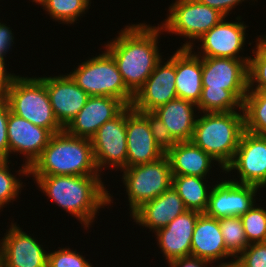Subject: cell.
I'll return each instance as SVG.
<instances>
[{
	"instance_id": "74e56055",
	"label": "cell",
	"mask_w": 266,
	"mask_h": 267,
	"mask_svg": "<svg viewBox=\"0 0 266 267\" xmlns=\"http://www.w3.org/2000/svg\"><path fill=\"white\" fill-rule=\"evenodd\" d=\"M201 4L207 5L213 9L218 10L225 17H228L229 12L239 3L244 0H198Z\"/></svg>"
},
{
	"instance_id": "f1b7e54d",
	"label": "cell",
	"mask_w": 266,
	"mask_h": 267,
	"mask_svg": "<svg viewBox=\"0 0 266 267\" xmlns=\"http://www.w3.org/2000/svg\"><path fill=\"white\" fill-rule=\"evenodd\" d=\"M220 230L224 238L226 250L235 258L238 257L248 246L243 223L239 216H231L219 219Z\"/></svg>"
},
{
	"instance_id": "9a60e30c",
	"label": "cell",
	"mask_w": 266,
	"mask_h": 267,
	"mask_svg": "<svg viewBox=\"0 0 266 267\" xmlns=\"http://www.w3.org/2000/svg\"><path fill=\"white\" fill-rule=\"evenodd\" d=\"M221 181L211 188L205 213L218 220L244 215L256 202L254 196H256L259 187L235 183L233 180Z\"/></svg>"
},
{
	"instance_id": "7c38bea8",
	"label": "cell",
	"mask_w": 266,
	"mask_h": 267,
	"mask_svg": "<svg viewBox=\"0 0 266 267\" xmlns=\"http://www.w3.org/2000/svg\"><path fill=\"white\" fill-rule=\"evenodd\" d=\"M7 135L9 154L19 152L27 159H25V164H22V168L18 171L19 176L21 174L28 176L29 168L40 157L53 134L48 129L36 126L9 111Z\"/></svg>"
},
{
	"instance_id": "4fadbf2b",
	"label": "cell",
	"mask_w": 266,
	"mask_h": 267,
	"mask_svg": "<svg viewBox=\"0 0 266 267\" xmlns=\"http://www.w3.org/2000/svg\"><path fill=\"white\" fill-rule=\"evenodd\" d=\"M156 65L144 85L135 93L132 108L138 112H152L161 105L177 98L176 52L162 65Z\"/></svg>"
},
{
	"instance_id": "4316f807",
	"label": "cell",
	"mask_w": 266,
	"mask_h": 267,
	"mask_svg": "<svg viewBox=\"0 0 266 267\" xmlns=\"http://www.w3.org/2000/svg\"><path fill=\"white\" fill-rule=\"evenodd\" d=\"M245 131L266 138V92L248 91L244 102Z\"/></svg>"
},
{
	"instance_id": "ffe728a7",
	"label": "cell",
	"mask_w": 266,
	"mask_h": 267,
	"mask_svg": "<svg viewBox=\"0 0 266 267\" xmlns=\"http://www.w3.org/2000/svg\"><path fill=\"white\" fill-rule=\"evenodd\" d=\"M199 214L198 211L187 210L155 232L157 243L167 262L191 256L192 235Z\"/></svg>"
},
{
	"instance_id": "ba28073f",
	"label": "cell",
	"mask_w": 266,
	"mask_h": 267,
	"mask_svg": "<svg viewBox=\"0 0 266 267\" xmlns=\"http://www.w3.org/2000/svg\"><path fill=\"white\" fill-rule=\"evenodd\" d=\"M122 171L130 215L145 202L155 199L172 186V172L166 155L155 162L135 165Z\"/></svg>"
},
{
	"instance_id": "ac0fdd59",
	"label": "cell",
	"mask_w": 266,
	"mask_h": 267,
	"mask_svg": "<svg viewBox=\"0 0 266 267\" xmlns=\"http://www.w3.org/2000/svg\"><path fill=\"white\" fill-rule=\"evenodd\" d=\"M39 78L47 88L56 119L65 128L83 108L90 96L69 74Z\"/></svg>"
},
{
	"instance_id": "8fae6325",
	"label": "cell",
	"mask_w": 266,
	"mask_h": 267,
	"mask_svg": "<svg viewBox=\"0 0 266 267\" xmlns=\"http://www.w3.org/2000/svg\"><path fill=\"white\" fill-rule=\"evenodd\" d=\"M91 142L99 173L106 165L120 170L127 168L126 108L113 120L105 122Z\"/></svg>"
},
{
	"instance_id": "3957f363",
	"label": "cell",
	"mask_w": 266,
	"mask_h": 267,
	"mask_svg": "<svg viewBox=\"0 0 266 267\" xmlns=\"http://www.w3.org/2000/svg\"><path fill=\"white\" fill-rule=\"evenodd\" d=\"M39 188L59 207L89 227L98 210L112 202L99 176H33Z\"/></svg>"
},
{
	"instance_id": "6da1fadb",
	"label": "cell",
	"mask_w": 266,
	"mask_h": 267,
	"mask_svg": "<svg viewBox=\"0 0 266 267\" xmlns=\"http://www.w3.org/2000/svg\"><path fill=\"white\" fill-rule=\"evenodd\" d=\"M159 26L145 23L127 25L105 46L115 60L126 87L134 95L162 59L157 44L159 33L164 29Z\"/></svg>"
},
{
	"instance_id": "1f68e13d",
	"label": "cell",
	"mask_w": 266,
	"mask_h": 267,
	"mask_svg": "<svg viewBox=\"0 0 266 267\" xmlns=\"http://www.w3.org/2000/svg\"><path fill=\"white\" fill-rule=\"evenodd\" d=\"M10 161L5 159L0 163V209L5 207V204L18 197L19 190L21 191L22 183L9 171Z\"/></svg>"
},
{
	"instance_id": "f35d334b",
	"label": "cell",
	"mask_w": 266,
	"mask_h": 267,
	"mask_svg": "<svg viewBox=\"0 0 266 267\" xmlns=\"http://www.w3.org/2000/svg\"><path fill=\"white\" fill-rule=\"evenodd\" d=\"M13 40L14 37L10 27L8 28L6 24L0 23V58L4 59L12 46V42L14 44Z\"/></svg>"
},
{
	"instance_id": "f546056e",
	"label": "cell",
	"mask_w": 266,
	"mask_h": 267,
	"mask_svg": "<svg viewBox=\"0 0 266 267\" xmlns=\"http://www.w3.org/2000/svg\"><path fill=\"white\" fill-rule=\"evenodd\" d=\"M255 51L254 49L252 51L254 58L249 57L248 91L266 92V36L257 38ZM254 83H257L255 88L253 87Z\"/></svg>"
},
{
	"instance_id": "8992f818",
	"label": "cell",
	"mask_w": 266,
	"mask_h": 267,
	"mask_svg": "<svg viewBox=\"0 0 266 267\" xmlns=\"http://www.w3.org/2000/svg\"><path fill=\"white\" fill-rule=\"evenodd\" d=\"M10 111L52 134L62 132L50 103L47 88L40 78L15 76L4 97Z\"/></svg>"
},
{
	"instance_id": "44dd1931",
	"label": "cell",
	"mask_w": 266,
	"mask_h": 267,
	"mask_svg": "<svg viewBox=\"0 0 266 267\" xmlns=\"http://www.w3.org/2000/svg\"><path fill=\"white\" fill-rule=\"evenodd\" d=\"M187 211L178 192L171 186L153 200L145 202L133 214L132 218L143 227L154 232L166 227L178 215Z\"/></svg>"
},
{
	"instance_id": "836d02e7",
	"label": "cell",
	"mask_w": 266,
	"mask_h": 267,
	"mask_svg": "<svg viewBox=\"0 0 266 267\" xmlns=\"http://www.w3.org/2000/svg\"><path fill=\"white\" fill-rule=\"evenodd\" d=\"M233 267H266V242L249 244L237 257Z\"/></svg>"
},
{
	"instance_id": "8d00e7d4",
	"label": "cell",
	"mask_w": 266,
	"mask_h": 267,
	"mask_svg": "<svg viewBox=\"0 0 266 267\" xmlns=\"http://www.w3.org/2000/svg\"><path fill=\"white\" fill-rule=\"evenodd\" d=\"M169 267H207L208 264L210 265L211 262L202 260L196 257H183V258H176L168 262ZM216 267H233V261L223 262Z\"/></svg>"
},
{
	"instance_id": "7402d4cb",
	"label": "cell",
	"mask_w": 266,
	"mask_h": 267,
	"mask_svg": "<svg viewBox=\"0 0 266 267\" xmlns=\"http://www.w3.org/2000/svg\"><path fill=\"white\" fill-rule=\"evenodd\" d=\"M191 256L211 263L233 257L226 250L218 219L206 213L199 214L192 235Z\"/></svg>"
},
{
	"instance_id": "4dcf8cb0",
	"label": "cell",
	"mask_w": 266,
	"mask_h": 267,
	"mask_svg": "<svg viewBox=\"0 0 266 267\" xmlns=\"http://www.w3.org/2000/svg\"><path fill=\"white\" fill-rule=\"evenodd\" d=\"M255 205L240 216L249 244L266 242V210Z\"/></svg>"
},
{
	"instance_id": "cb8c5ba5",
	"label": "cell",
	"mask_w": 266,
	"mask_h": 267,
	"mask_svg": "<svg viewBox=\"0 0 266 267\" xmlns=\"http://www.w3.org/2000/svg\"><path fill=\"white\" fill-rule=\"evenodd\" d=\"M165 155L169 159L172 176L206 178L215 160L192 141L177 142Z\"/></svg>"
},
{
	"instance_id": "d590c367",
	"label": "cell",
	"mask_w": 266,
	"mask_h": 267,
	"mask_svg": "<svg viewBox=\"0 0 266 267\" xmlns=\"http://www.w3.org/2000/svg\"><path fill=\"white\" fill-rule=\"evenodd\" d=\"M9 105L6 99L0 98V155L4 159H9V144L7 135V122L9 116Z\"/></svg>"
},
{
	"instance_id": "e0dca14e",
	"label": "cell",
	"mask_w": 266,
	"mask_h": 267,
	"mask_svg": "<svg viewBox=\"0 0 266 267\" xmlns=\"http://www.w3.org/2000/svg\"><path fill=\"white\" fill-rule=\"evenodd\" d=\"M126 107L115 97L90 96L64 130L69 135L91 139L105 122L113 120Z\"/></svg>"
},
{
	"instance_id": "603a6c76",
	"label": "cell",
	"mask_w": 266,
	"mask_h": 267,
	"mask_svg": "<svg viewBox=\"0 0 266 267\" xmlns=\"http://www.w3.org/2000/svg\"><path fill=\"white\" fill-rule=\"evenodd\" d=\"M190 48L176 51V93L177 98L198 104L202 92V57L192 53Z\"/></svg>"
},
{
	"instance_id": "484cf974",
	"label": "cell",
	"mask_w": 266,
	"mask_h": 267,
	"mask_svg": "<svg viewBox=\"0 0 266 267\" xmlns=\"http://www.w3.org/2000/svg\"><path fill=\"white\" fill-rule=\"evenodd\" d=\"M203 179L206 178L188 175L172 176V187L178 192L187 210L206 212L211 192L208 188L211 189V187L205 185Z\"/></svg>"
},
{
	"instance_id": "83f0119b",
	"label": "cell",
	"mask_w": 266,
	"mask_h": 267,
	"mask_svg": "<svg viewBox=\"0 0 266 267\" xmlns=\"http://www.w3.org/2000/svg\"><path fill=\"white\" fill-rule=\"evenodd\" d=\"M42 5L50 17L61 23L72 24L89 9V0H32Z\"/></svg>"
},
{
	"instance_id": "2e32d148",
	"label": "cell",
	"mask_w": 266,
	"mask_h": 267,
	"mask_svg": "<svg viewBox=\"0 0 266 267\" xmlns=\"http://www.w3.org/2000/svg\"><path fill=\"white\" fill-rule=\"evenodd\" d=\"M127 168L159 160L165 152L153 138L148 119L126 107Z\"/></svg>"
},
{
	"instance_id": "d4e9b609",
	"label": "cell",
	"mask_w": 266,
	"mask_h": 267,
	"mask_svg": "<svg viewBox=\"0 0 266 267\" xmlns=\"http://www.w3.org/2000/svg\"><path fill=\"white\" fill-rule=\"evenodd\" d=\"M194 108L197 105L175 98L152 111L167 127L176 142L191 141L196 123Z\"/></svg>"
},
{
	"instance_id": "60d3db41",
	"label": "cell",
	"mask_w": 266,
	"mask_h": 267,
	"mask_svg": "<svg viewBox=\"0 0 266 267\" xmlns=\"http://www.w3.org/2000/svg\"><path fill=\"white\" fill-rule=\"evenodd\" d=\"M5 159L0 155V163L4 161Z\"/></svg>"
},
{
	"instance_id": "5b68a950",
	"label": "cell",
	"mask_w": 266,
	"mask_h": 267,
	"mask_svg": "<svg viewBox=\"0 0 266 267\" xmlns=\"http://www.w3.org/2000/svg\"><path fill=\"white\" fill-rule=\"evenodd\" d=\"M244 131L243 111L203 113L196 119L191 141L224 170L232 161Z\"/></svg>"
},
{
	"instance_id": "d6a6232c",
	"label": "cell",
	"mask_w": 266,
	"mask_h": 267,
	"mask_svg": "<svg viewBox=\"0 0 266 267\" xmlns=\"http://www.w3.org/2000/svg\"><path fill=\"white\" fill-rule=\"evenodd\" d=\"M47 267H92V265L76 251L61 248L48 253Z\"/></svg>"
},
{
	"instance_id": "52a82bcc",
	"label": "cell",
	"mask_w": 266,
	"mask_h": 267,
	"mask_svg": "<svg viewBox=\"0 0 266 267\" xmlns=\"http://www.w3.org/2000/svg\"><path fill=\"white\" fill-rule=\"evenodd\" d=\"M89 96H108L131 106L134 94L126 87L113 57L107 52L82 62L69 74Z\"/></svg>"
},
{
	"instance_id": "277c9868",
	"label": "cell",
	"mask_w": 266,
	"mask_h": 267,
	"mask_svg": "<svg viewBox=\"0 0 266 267\" xmlns=\"http://www.w3.org/2000/svg\"><path fill=\"white\" fill-rule=\"evenodd\" d=\"M100 176L91 139L53 134L40 157L29 168V176Z\"/></svg>"
},
{
	"instance_id": "7a4b0ae2",
	"label": "cell",
	"mask_w": 266,
	"mask_h": 267,
	"mask_svg": "<svg viewBox=\"0 0 266 267\" xmlns=\"http://www.w3.org/2000/svg\"><path fill=\"white\" fill-rule=\"evenodd\" d=\"M249 59L202 57V92L197 109L203 113L243 111L248 92ZM237 107V108H236Z\"/></svg>"
},
{
	"instance_id": "d6986e66",
	"label": "cell",
	"mask_w": 266,
	"mask_h": 267,
	"mask_svg": "<svg viewBox=\"0 0 266 267\" xmlns=\"http://www.w3.org/2000/svg\"><path fill=\"white\" fill-rule=\"evenodd\" d=\"M224 17L216 26L212 27L198 40L202 42L200 45L201 54L199 57H225L233 59H250L248 57L241 58L239 51L245 44L246 26L243 22H226ZM203 51V52H202Z\"/></svg>"
},
{
	"instance_id": "5bb4252c",
	"label": "cell",
	"mask_w": 266,
	"mask_h": 267,
	"mask_svg": "<svg viewBox=\"0 0 266 267\" xmlns=\"http://www.w3.org/2000/svg\"><path fill=\"white\" fill-rule=\"evenodd\" d=\"M0 243V267H47L48 253L12 223Z\"/></svg>"
},
{
	"instance_id": "30bf717a",
	"label": "cell",
	"mask_w": 266,
	"mask_h": 267,
	"mask_svg": "<svg viewBox=\"0 0 266 267\" xmlns=\"http://www.w3.org/2000/svg\"><path fill=\"white\" fill-rule=\"evenodd\" d=\"M237 170L239 184L266 187V138L244 131L232 161L223 172Z\"/></svg>"
},
{
	"instance_id": "ab89813d",
	"label": "cell",
	"mask_w": 266,
	"mask_h": 267,
	"mask_svg": "<svg viewBox=\"0 0 266 267\" xmlns=\"http://www.w3.org/2000/svg\"><path fill=\"white\" fill-rule=\"evenodd\" d=\"M5 64V59L0 58V98L5 97L13 78L16 76L6 71Z\"/></svg>"
},
{
	"instance_id": "9c48e42d",
	"label": "cell",
	"mask_w": 266,
	"mask_h": 267,
	"mask_svg": "<svg viewBox=\"0 0 266 267\" xmlns=\"http://www.w3.org/2000/svg\"><path fill=\"white\" fill-rule=\"evenodd\" d=\"M224 17L218 10L201 4L198 0H176L169 7V15L161 27L168 33L190 39L180 48L194 49L193 39L198 40Z\"/></svg>"
},
{
	"instance_id": "e575fe53",
	"label": "cell",
	"mask_w": 266,
	"mask_h": 267,
	"mask_svg": "<svg viewBox=\"0 0 266 267\" xmlns=\"http://www.w3.org/2000/svg\"><path fill=\"white\" fill-rule=\"evenodd\" d=\"M149 121V126L154 140L159 147L166 153L177 142L171 137L167 127L163 121L159 119L153 112H141Z\"/></svg>"
}]
</instances>
